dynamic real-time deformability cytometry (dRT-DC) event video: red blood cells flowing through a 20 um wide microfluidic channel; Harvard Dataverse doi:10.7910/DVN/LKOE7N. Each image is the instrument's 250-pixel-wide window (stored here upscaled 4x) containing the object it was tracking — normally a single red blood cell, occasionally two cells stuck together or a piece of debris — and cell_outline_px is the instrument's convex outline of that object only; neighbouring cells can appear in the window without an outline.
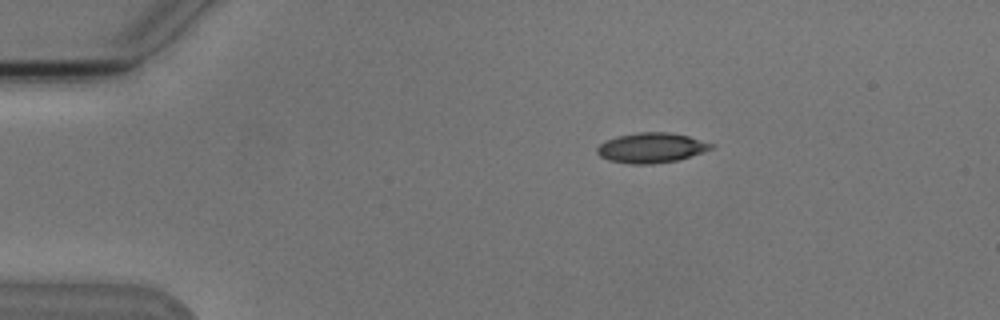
{"species": "Egyptian fruit bat (a non-hibernating species)", "species_latin": "Rousettus aegyptiacus", "temperature_condition": "cold", "stored_images_in_passage": 6, "camera_frame_rate_fps": 3000, "um_per_image_px": 0.085, "animal": {"sex": "male"}, "frame": {"image": 1, "passage_image": 1, "time_ms": 0.0, "image_size_px": [1000, 320], "cell_outline_px": [[716, 144], [712, 148], [676, 160], [652, 164], [632, 164], [608, 160], [600, 156], [596, 152], [596, 148], [604, 140], [616, 136], [636, 132], [668, 132], [688, 136]], "centroid_in_image_um": [55.31, 12.55], "position_along_channel_um": 29.7, "area_um2": 19.88}}
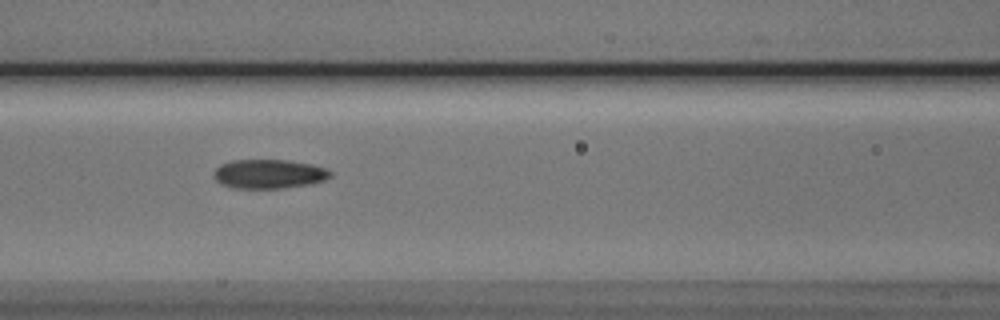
{"frame": {"image": 2, "passage_image": 5, "time_ms": 4.667, "image_size_px": [1000, 320], "cell_outline_px": [[332, 176], [324, 180], [308, 184], [280, 188], [236, 188], [224, 184], [216, 180], [212, 176], [216, 168], [220, 164], [232, 160], [288, 160], [312, 164], [324, 168], [332, 172]], "centroid_in_image_um": [22.85, 14.77], "position_along_channel_um": 143.7, "area_um2": 19.65}}
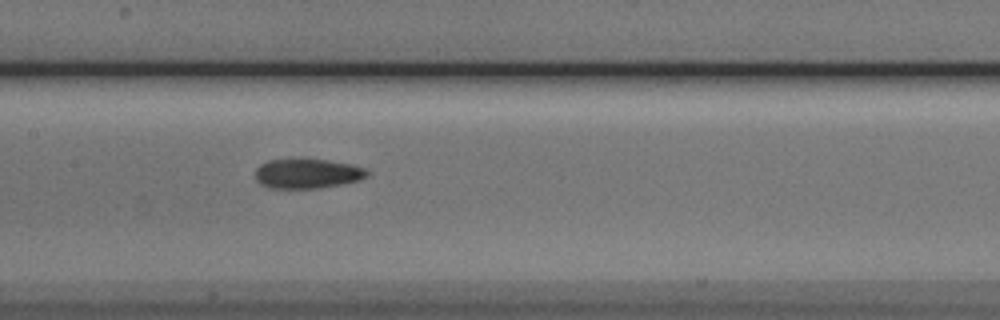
{"frame": {"image": 3, "passage_image": 6, "time_ms": 5.667, "image_size_px": [1000, 320], "cell_outline_px": [[372, 172], [368, 176], [360, 180], [344, 184], [316, 188], [268, 188], [260, 184], [256, 180], [256, 168], [260, 164], [268, 160], [328, 160], [352, 164], [364, 168]], "centroid_in_image_um": [26.16, 14.77], "position_along_channel_um": 181.2, "area_um2": 19.36}}